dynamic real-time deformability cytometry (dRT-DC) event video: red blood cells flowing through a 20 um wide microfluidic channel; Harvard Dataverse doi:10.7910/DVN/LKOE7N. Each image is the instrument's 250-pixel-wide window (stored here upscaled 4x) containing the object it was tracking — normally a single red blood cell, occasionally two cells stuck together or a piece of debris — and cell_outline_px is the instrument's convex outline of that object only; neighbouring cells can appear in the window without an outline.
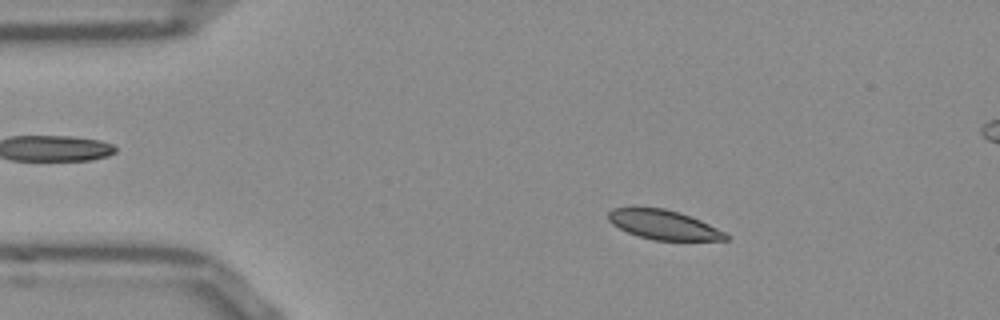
{"species": "Egyptian fruit bat (a non-hibernating species)", "species_latin": "Rousettus aegyptiacus", "temperature_condition": "room temperature", "stored_images_in_passage": 54, "segment_of_instrument_passage": [1, 2], "camera_frame_rate_fps": 3000, "um_per_image_px": 0.085, "frame": {"image": 1, "passage_image": 9, "time_ms": 2.667, "image_size_px": [1000, 320], "cell_outline_px": [[728, 240], [656, 240], [640, 236], [628, 232], [612, 224], [608, 220], [608, 212], [612, 208], [664, 208], [680, 212], [700, 220], [724, 232], [728, 236]], "centroid_in_image_um": [56.4, 19.1], "position_along_channel_um": 28.6, "area_um2": 19.77}}
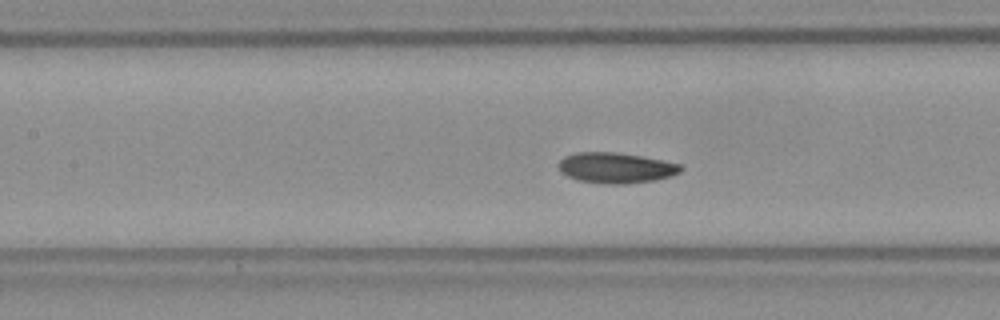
{"frame": {"image": 2, "passage_image": 23, "time_ms": 7.333, "image_size_px": [1000, 320], "cell_outline_px": [[684, 168], [680, 172], [668, 176], [652, 180], [624, 184], [608, 184], [580, 180], [568, 176], [560, 172], [556, 164], [564, 156], [576, 152], [616, 152], [640, 156], [680, 164]], "centroid_in_image_um": [52.29, 14.25], "position_along_channel_um": 155.1, "area_um2": 21.56}}
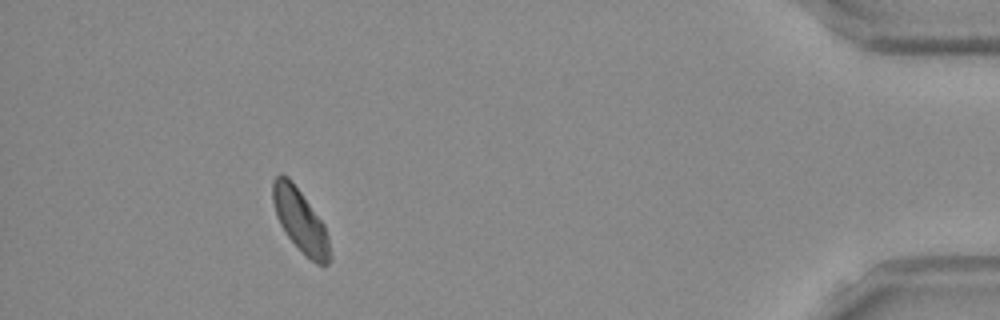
{"frame": {"image": 3, "passage_image": 48, "time_ms": 15.667, "image_size_px": [1000, 320], "cell_outline_px": [[332, 256], [328, 264], [316, 264], [288, 236], [280, 224], [276, 216], [272, 200], [272, 180], [280, 172], [288, 176], [324, 224], [328, 236]], "centroid_in_image_um": [25.52, 18.72], "position_along_channel_um": 409.7, "area_um2": 20.63}}